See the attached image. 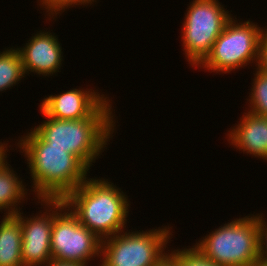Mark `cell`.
Masks as SVG:
<instances>
[{
	"label": "cell",
	"instance_id": "8fae6325",
	"mask_svg": "<svg viewBox=\"0 0 267 266\" xmlns=\"http://www.w3.org/2000/svg\"><path fill=\"white\" fill-rule=\"evenodd\" d=\"M109 96L96 89L72 88L61 94L44 97L39 105L43 116L61 120H79L90 117Z\"/></svg>",
	"mask_w": 267,
	"mask_h": 266
},
{
	"label": "cell",
	"instance_id": "603a6c76",
	"mask_svg": "<svg viewBox=\"0 0 267 266\" xmlns=\"http://www.w3.org/2000/svg\"><path fill=\"white\" fill-rule=\"evenodd\" d=\"M155 266H177L176 262L169 256L166 255L157 265Z\"/></svg>",
	"mask_w": 267,
	"mask_h": 266
},
{
	"label": "cell",
	"instance_id": "9a60e30c",
	"mask_svg": "<svg viewBox=\"0 0 267 266\" xmlns=\"http://www.w3.org/2000/svg\"><path fill=\"white\" fill-rule=\"evenodd\" d=\"M12 47H5L2 52L0 51V92L10 90L26 77L21 55L16 47Z\"/></svg>",
	"mask_w": 267,
	"mask_h": 266
},
{
	"label": "cell",
	"instance_id": "5bb4252c",
	"mask_svg": "<svg viewBox=\"0 0 267 266\" xmlns=\"http://www.w3.org/2000/svg\"><path fill=\"white\" fill-rule=\"evenodd\" d=\"M21 221L15 215H3L0 221V266H23Z\"/></svg>",
	"mask_w": 267,
	"mask_h": 266
},
{
	"label": "cell",
	"instance_id": "2e32d148",
	"mask_svg": "<svg viewBox=\"0 0 267 266\" xmlns=\"http://www.w3.org/2000/svg\"><path fill=\"white\" fill-rule=\"evenodd\" d=\"M253 69L256 70L247 99V110L257 116L267 117V75L257 68Z\"/></svg>",
	"mask_w": 267,
	"mask_h": 266
},
{
	"label": "cell",
	"instance_id": "6da1fadb",
	"mask_svg": "<svg viewBox=\"0 0 267 266\" xmlns=\"http://www.w3.org/2000/svg\"><path fill=\"white\" fill-rule=\"evenodd\" d=\"M29 131L15 143L30 171L29 192L38 200H63L89 177L90 169L76 155L51 147L32 128Z\"/></svg>",
	"mask_w": 267,
	"mask_h": 266
},
{
	"label": "cell",
	"instance_id": "ba28073f",
	"mask_svg": "<svg viewBox=\"0 0 267 266\" xmlns=\"http://www.w3.org/2000/svg\"><path fill=\"white\" fill-rule=\"evenodd\" d=\"M101 241L65 205L54 217L51 232L52 258L89 266L101 258Z\"/></svg>",
	"mask_w": 267,
	"mask_h": 266
},
{
	"label": "cell",
	"instance_id": "e0dca14e",
	"mask_svg": "<svg viewBox=\"0 0 267 266\" xmlns=\"http://www.w3.org/2000/svg\"><path fill=\"white\" fill-rule=\"evenodd\" d=\"M187 247L168 250V255L176 262L177 266H219L206 259L193 246Z\"/></svg>",
	"mask_w": 267,
	"mask_h": 266
},
{
	"label": "cell",
	"instance_id": "277c9868",
	"mask_svg": "<svg viewBox=\"0 0 267 266\" xmlns=\"http://www.w3.org/2000/svg\"><path fill=\"white\" fill-rule=\"evenodd\" d=\"M193 247L219 266H257L260 262L258 214L223 223Z\"/></svg>",
	"mask_w": 267,
	"mask_h": 266
},
{
	"label": "cell",
	"instance_id": "5b68a950",
	"mask_svg": "<svg viewBox=\"0 0 267 266\" xmlns=\"http://www.w3.org/2000/svg\"><path fill=\"white\" fill-rule=\"evenodd\" d=\"M171 226L144 230H123L101 241L98 266H155L168 255L174 233ZM167 248V249H166ZM166 249V250H165ZM166 251V252H165Z\"/></svg>",
	"mask_w": 267,
	"mask_h": 266
},
{
	"label": "cell",
	"instance_id": "3957f363",
	"mask_svg": "<svg viewBox=\"0 0 267 266\" xmlns=\"http://www.w3.org/2000/svg\"><path fill=\"white\" fill-rule=\"evenodd\" d=\"M121 190L108 179L88 177L63 201L83 226L104 240L127 229L131 202Z\"/></svg>",
	"mask_w": 267,
	"mask_h": 266
},
{
	"label": "cell",
	"instance_id": "d6986e66",
	"mask_svg": "<svg viewBox=\"0 0 267 266\" xmlns=\"http://www.w3.org/2000/svg\"><path fill=\"white\" fill-rule=\"evenodd\" d=\"M263 215V213H258L259 255L260 260H267V221Z\"/></svg>",
	"mask_w": 267,
	"mask_h": 266
},
{
	"label": "cell",
	"instance_id": "8992f818",
	"mask_svg": "<svg viewBox=\"0 0 267 266\" xmlns=\"http://www.w3.org/2000/svg\"><path fill=\"white\" fill-rule=\"evenodd\" d=\"M234 17L226 23L211 52L198 66V70L203 68L208 70L207 72L221 75L240 70L252 63L257 66L259 40L263 28L250 19L242 22Z\"/></svg>",
	"mask_w": 267,
	"mask_h": 266
},
{
	"label": "cell",
	"instance_id": "ac0fdd59",
	"mask_svg": "<svg viewBox=\"0 0 267 266\" xmlns=\"http://www.w3.org/2000/svg\"><path fill=\"white\" fill-rule=\"evenodd\" d=\"M38 1V5L40 6V9L42 8L45 17L47 18L49 21L54 20L55 18H57V15H60L65 11V9H69L71 7H75V6H88V5H92V4H96V2L98 0H37ZM40 1V2H39ZM52 18V19H51Z\"/></svg>",
	"mask_w": 267,
	"mask_h": 266
},
{
	"label": "cell",
	"instance_id": "30bf717a",
	"mask_svg": "<svg viewBox=\"0 0 267 266\" xmlns=\"http://www.w3.org/2000/svg\"><path fill=\"white\" fill-rule=\"evenodd\" d=\"M27 43L18 48L21 55L25 75L33 73L38 76H56L61 72L63 63V49L57 35L50 30H39L31 34Z\"/></svg>",
	"mask_w": 267,
	"mask_h": 266
},
{
	"label": "cell",
	"instance_id": "7a4b0ae2",
	"mask_svg": "<svg viewBox=\"0 0 267 266\" xmlns=\"http://www.w3.org/2000/svg\"><path fill=\"white\" fill-rule=\"evenodd\" d=\"M112 107V100L108 98L90 117L61 120L44 116L46 120L32 129L51 147L76 155L91 169L114 136L116 116Z\"/></svg>",
	"mask_w": 267,
	"mask_h": 266
},
{
	"label": "cell",
	"instance_id": "44dd1931",
	"mask_svg": "<svg viewBox=\"0 0 267 266\" xmlns=\"http://www.w3.org/2000/svg\"><path fill=\"white\" fill-rule=\"evenodd\" d=\"M44 266H86L78 262H69V261H59L56 259H51L46 265Z\"/></svg>",
	"mask_w": 267,
	"mask_h": 266
},
{
	"label": "cell",
	"instance_id": "7c38bea8",
	"mask_svg": "<svg viewBox=\"0 0 267 266\" xmlns=\"http://www.w3.org/2000/svg\"><path fill=\"white\" fill-rule=\"evenodd\" d=\"M239 123L228 130L226 139L234 149L267 161V117L257 116L247 110Z\"/></svg>",
	"mask_w": 267,
	"mask_h": 266
},
{
	"label": "cell",
	"instance_id": "7402d4cb",
	"mask_svg": "<svg viewBox=\"0 0 267 266\" xmlns=\"http://www.w3.org/2000/svg\"><path fill=\"white\" fill-rule=\"evenodd\" d=\"M12 148L13 146L12 145H9L8 146V143H6V141H4L3 143H2V141L0 142V164L6 159V158H8V156L7 155H9V154H7V152L9 151V150H12V149H8V148Z\"/></svg>",
	"mask_w": 267,
	"mask_h": 266
},
{
	"label": "cell",
	"instance_id": "52a82bcc",
	"mask_svg": "<svg viewBox=\"0 0 267 266\" xmlns=\"http://www.w3.org/2000/svg\"><path fill=\"white\" fill-rule=\"evenodd\" d=\"M188 5L181 30L182 51L189 66L196 68L209 55L233 14L219 0H192Z\"/></svg>",
	"mask_w": 267,
	"mask_h": 266
},
{
	"label": "cell",
	"instance_id": "ffe728a7",
	"mask_svg": "<svg viewBox=\"0 0 267 266\" xmlns=\"http://www.w3.org/2000/svg\"><path fill=\"white\" fill-rule=\"evenodd\" d=\"M259 40V55L256 68L267 75V27H263Z\"/></svg>",
	"mask_w": 267,
	"mask_h": 266
},
{
	"label": "cell",
	"instance_id": "cb8c5ba5",
	"mask_svg": "<svg viewBox=\"0 0 267 266\" xmlns=\"http://www.w3.org/2000/svg\"><path fill=\"white\" fill-rule=\"evenodd\" d=\"M257 266H267V260H260Z\"/></svg>",
	"mask_w": 267,
	"mask_h": 266
},
{
	"label": "cell",
	"instance_id": "4fadbf2b",
	"mask_svg": "<svg viewBox=\"0 0 267 266\" xmlns=\"http://www.w3.org/2000/svg\"><path fill=\"white\" fill-rule=\"evenodd\" d=\"M8 160L6 158L0 164V211H4L5 215H13L20 212L22 208L19 205L29 199L27 193L30 189L26 188Z\"/></svg>",
	"mask_w": 267,
	"mask_h": 266
},
{
	"label": "cell",
	"instance_id": "9c48e42d",
	"mask_svg": "<svg viewBox=\"0 0 267 266\" xmlns=\"http://www.w3.org/2000/svg\"><path fill=\"white\" fill-rule=\"evenodd\" d=\"M36 202L44 210H40L35 216L26 217L23 212L15 214L21 221L23 266H44L52 259L53 217L65 206L63 200L44 199Z\"/></svg>",
	"mask_w": 267,
	"mask_h": 266
}]
</instances>
